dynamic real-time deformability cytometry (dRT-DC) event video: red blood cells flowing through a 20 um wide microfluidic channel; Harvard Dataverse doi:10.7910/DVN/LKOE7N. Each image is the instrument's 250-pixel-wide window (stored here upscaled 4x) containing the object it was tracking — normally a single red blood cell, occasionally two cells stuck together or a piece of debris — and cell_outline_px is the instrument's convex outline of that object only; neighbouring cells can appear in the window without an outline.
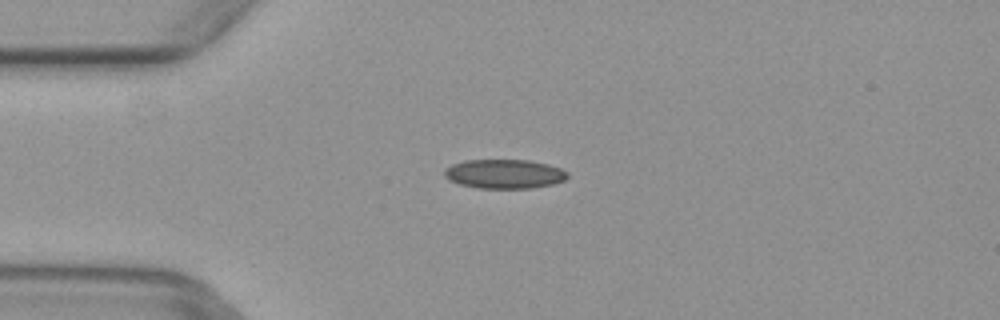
{"species": "common noctule bat (a hibernating species)", "species_latin": "Nyctalus noctula", "temperature_condition": "warm", "stored_images_in_passage": 6, "camera_frame_rate_fps": 3000, "um_per_image_px": 0.085, "animal": {"sex": "female", "body_mass_g": 29.2, "forearm_length_mm": 56.3}, "frame": {"image": 1, "passage_image": 4, "time_ms": 1.0, "image_size_px": [1000, 320], "cell_outline_px": [[568, 176], [564, 180], [552, 184], [532, 188], [476, 188], [460, 184], [448, 180], [444, 176], [444, 172], [452, 164], [464, 160], [528, 160], [548, 164], [560, 168], [568, 172]], "centroid_in_image_um": [42.87, 14.78], "position_along_channel_um": 42.1, "area_um2": 20.92}}
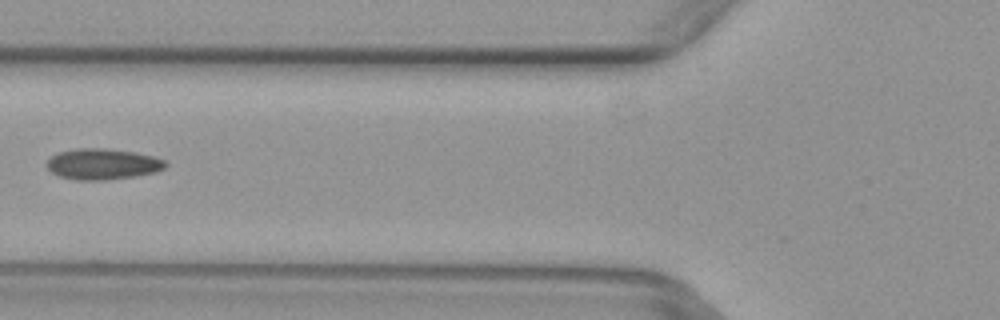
{"frame": {"image": 2, "passage_image": 6, "time_ms": 1.667, "image_size_px": [1000, 320], "cell_outline_px": [[168, 164], [164, 168], [156, 172], [136, 176], [108, 180], [76, 180], [60, 176], [52, 172], [44, 164], [52, 156], [60, 152], [76, 148], [104, 148], [132, 152], [152, 156], [164, 160]], "centroid_in_image_um": [8.72, 13.95], "position_along_channel_um": 117.1, "area_um2": 21.33}}